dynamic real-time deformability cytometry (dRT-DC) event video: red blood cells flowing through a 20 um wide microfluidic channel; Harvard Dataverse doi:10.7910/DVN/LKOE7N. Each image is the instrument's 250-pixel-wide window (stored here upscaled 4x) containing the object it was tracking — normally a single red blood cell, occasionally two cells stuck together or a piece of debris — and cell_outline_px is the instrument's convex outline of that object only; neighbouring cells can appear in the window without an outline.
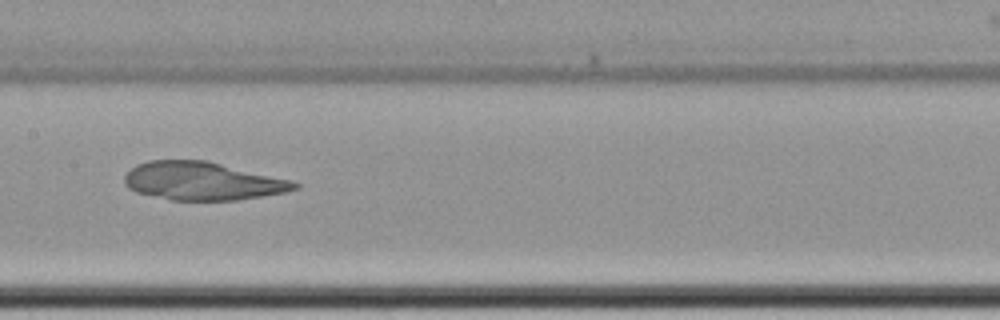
{"species": "common noctule bat (a hibernating species)", "species_latin": "Nyctalus noctula", "temperature_condition": "cold", "stored_images_in_passage": 10, "camera_frame_rate_fps": 3000, "um_per_image_px": 0.085, "animal": {"sex": "female", "body_mass_g": 22.7, "forearm_length_mm": 54.2}, "frame": {"image": 1, "passage_image": 9, "time_ms": 10.667, "image_size_px": [1000, 320], "cell_outline_px": [[300, 188], [284, 192], [236, 200], [172, 200], [136, 192], [128, 188], [124, 184], [124, 176], [136, 164], [148, 160], [208, 160], [292, 180], [300, 184]], "centroid_in_image_um": [17.21, 15.38], "position_along_channel_um": 190.2, "area_um2": 37.92}}
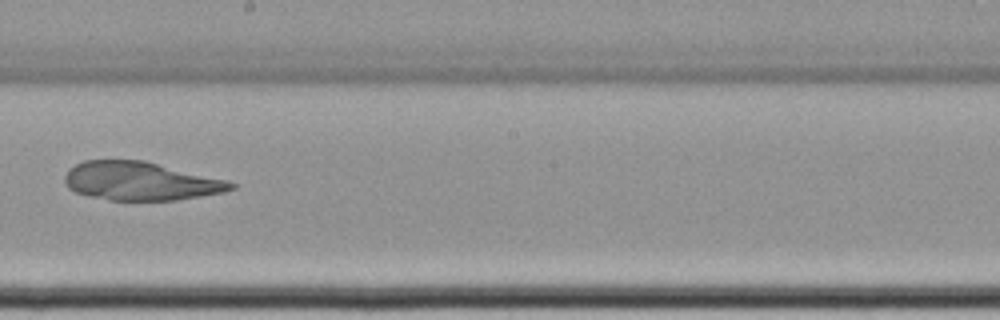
{"frame": {"image": 2, "passage_image": 10, "time_ms": 12.0, "image_size_px": [1000, 320], "cell_outline_px": [[236, 188], [224, 192], [176, 200], [108, 200], [88, 196], [76, 192], [68, 188], [64, 184], [64, 176], [68, 168], [84, 160], [144, 160], [228, 180], [236, 184]], "centroid_in_image_um": [11.93, 15.39], "position_along_channel_um": 236.3, "area_um2": 37.51}}